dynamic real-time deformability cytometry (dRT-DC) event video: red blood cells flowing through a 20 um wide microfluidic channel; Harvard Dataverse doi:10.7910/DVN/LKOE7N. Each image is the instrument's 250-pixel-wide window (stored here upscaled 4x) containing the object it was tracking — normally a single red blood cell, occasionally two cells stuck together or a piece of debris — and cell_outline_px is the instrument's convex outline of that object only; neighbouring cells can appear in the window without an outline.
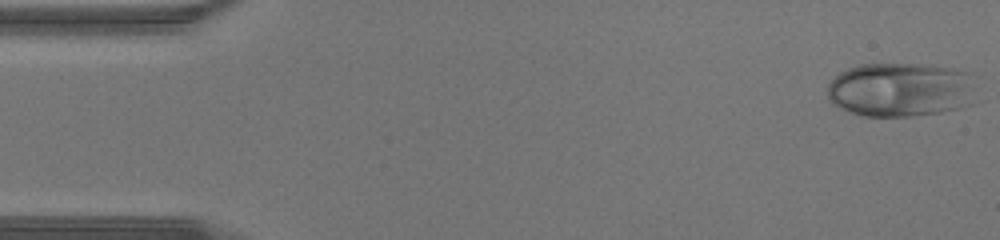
{"species": "human", "species_latin": "Homo sapiens", "temperature_condition": "warm", "stored_images_in_passage": 44, "camera_frame_rate_fps": 3000, "um_per_image_px": 0.085, "donor": {"sex": "male"}, "frame": {"image": 1, "passage_image": 1, "time_ms": 0.0, "image_size_px": [1000, 240], "cell_outline_px": [[980, 100], [976, 104], [960, 108], [940, 112], [912, 116], [864, 116], [840, 108], [832, 104], [828, 96], [828, 84], [840, 72], [848, 68], [860, 64], [920, 64], [952, 68], [972, 72]], "centroid_in_image_um": [76.68, 7.62], "position_along_channel_um": 8.3, "area_um2": 48.21}}
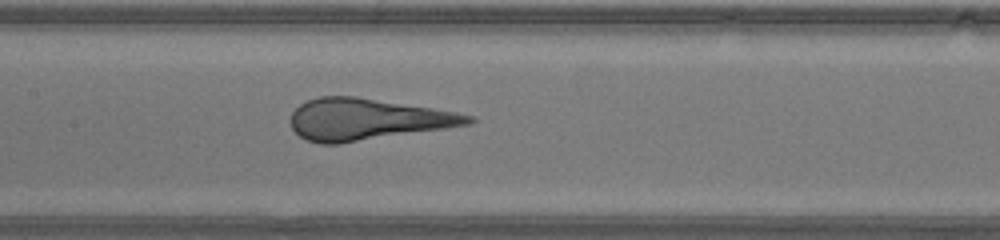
{"frame": {"image": 2, "passage_image": 21, "time_ms": 6.667, "image_size_px": [1000, 240], "cell_outline_px": [[476, 120], [468, 124], [444, 128], [340, 144], [320, 144], [308, 140], [300, 136], [292, 128], [292, 112], [300, 104], [308, 100], [320, 96], [356, 96], [432, 108], [456, 112], [476, 116]], "centroid_in_image_um": [31.2, 10.14], "position_along_channel_um": 176.2, "area_um2": 42.66}}
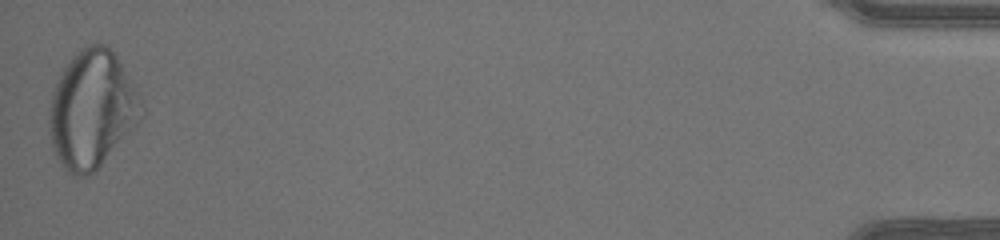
{"frame": {"image": 3, "passage_image": 44, "time_ms": 14.333, "image_size_px": [1000, 240], "cell_outline_px": [[144, 116], [100, 164], [88, 176], [72, 176], [60, 164], [52, 148], [48, 124], [48, 120], [52, 96], [56, 84], [68, 60], [72, 56], [88, 44], [108, 44], [112, 48], [136, 92], [144, 108]], "centroid_in_image_um": [7.79, 9.3], "position_along_channel_um": 427.4, "area_um2": 62.25}}